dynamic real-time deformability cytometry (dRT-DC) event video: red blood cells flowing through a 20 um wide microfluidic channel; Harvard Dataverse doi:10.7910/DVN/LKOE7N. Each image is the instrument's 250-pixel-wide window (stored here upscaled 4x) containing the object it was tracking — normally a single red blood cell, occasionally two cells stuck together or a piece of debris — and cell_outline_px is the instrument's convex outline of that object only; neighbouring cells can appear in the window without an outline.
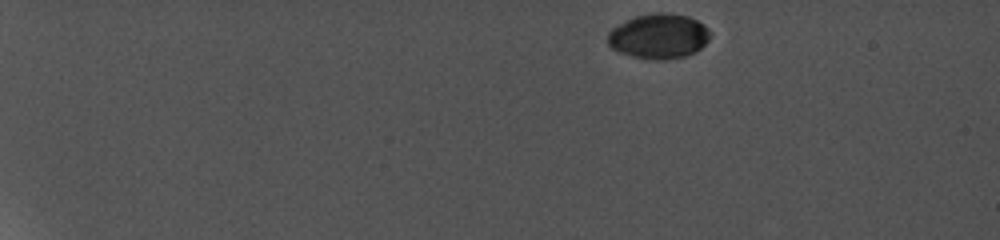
{"species": "common noctule bat (a hibernating species)", "species_latin": "Nyctalus noctula", "temperature_condition": "cold", "stored_images_in_passage": 7, "camera_frame_rate_fps": 5000, "um_per_image_px": 0.085, "animal": {"sex": "female", "body_mass_g": 19.0, "forearm_length_mm": 56.7}, "frame": {"image": 1, "passage_image": 1, "time_ms": 0.0, "image_size_px": [1000, 240], "cell_outline_px": [[712, 32], [708, 40], [696, 52], [684, 56], [664, 60], [644, 60], [620, 52], [612, 48], [608, 44], [608, 32], [612, 28], [636, 16], [652, 12], [668, 12], [688, 16], [704, 24]], "centroid_in_image_um": [56.01, 3.08], "position_along_channel_um": 29.0, "area_um2": 27.05}}
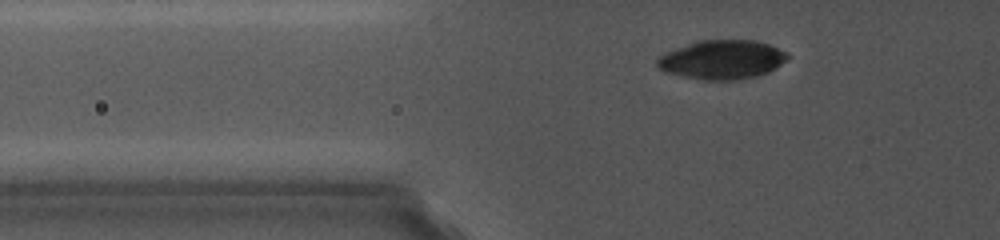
{"frame": {"image": 2, "passage_image": 6, "time_ms": 4.2, "image_size_px": [1000, 240], "cell_outline_px": [[788, 60], [768, 72], [756, 76], [740, 80], [704, 80], [664, 72], [656, 68], [656, 60], [660, 56], [676, 48], [700, 40], [756, 40], [768, 44], [788, 52]], "centroid_in_image_um": [61.39, 5.07], "position_along_channel_um": 64.4, "area_um2": 29.71}}